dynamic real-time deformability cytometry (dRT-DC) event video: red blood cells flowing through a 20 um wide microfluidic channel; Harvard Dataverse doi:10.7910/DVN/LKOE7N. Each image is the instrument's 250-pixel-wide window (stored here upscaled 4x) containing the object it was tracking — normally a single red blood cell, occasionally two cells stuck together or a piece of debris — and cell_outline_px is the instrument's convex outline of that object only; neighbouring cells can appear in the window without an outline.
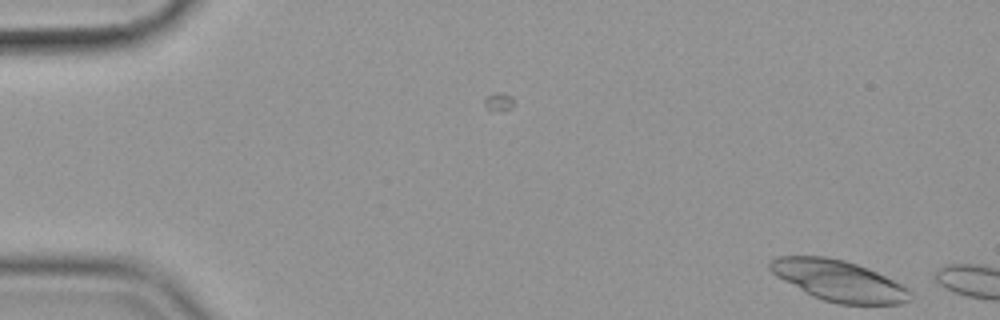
{"species": "common noctule bat (a hibernating species)", "species_latin": "Nyctalus noctula", "temperature_condition": "cold", "stored_images_in_passage": 5, "camera_frame_rate_fps": 3000, "um_per_image_px": 0.085, "animal": {"sex": "female", "body_mass_g": 19.9}, "frame": {"image": 1, "passage_image": 5, "time_ms": 1.333, "image_size_px": [1000, 320], "cell_outline_px": [[912, 300], [900, 304], [840, 304], [824, 300], [812, 296], [804, 292], [776, 276], [768, 268], [768, 264], [776, 256], [824, 256], [844, 260], [868, 268], [908, 288], [912, 292]], "centroid_in_image_um": [71.29, 23.86], "position_along_channel_um": 13.7, "area_um2": 33.29}}